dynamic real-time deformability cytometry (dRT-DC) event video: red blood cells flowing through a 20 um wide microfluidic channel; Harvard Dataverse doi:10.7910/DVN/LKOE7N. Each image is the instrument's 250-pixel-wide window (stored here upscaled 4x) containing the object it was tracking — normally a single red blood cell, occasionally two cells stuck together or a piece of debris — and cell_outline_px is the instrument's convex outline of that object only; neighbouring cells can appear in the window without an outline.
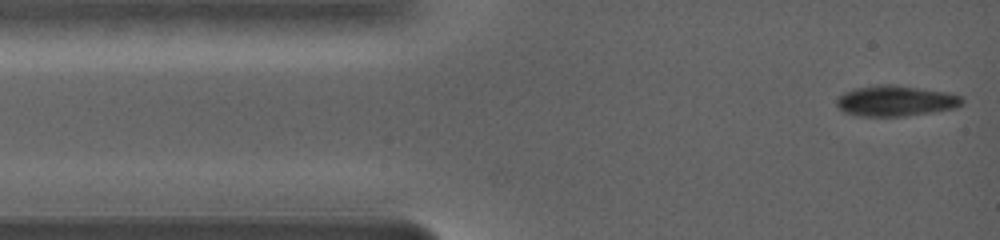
{"species": "common noctule bat (a hibernating species)", "species_latin": "Nyctalus noctula", "temperature_condition": "warm", "stored_images_in_passage": 59, "camera_frame_rate_fps": 5000, "um_per_image_px": 0.085, "animal": {"sex": "female", "body_mass_g": 19.0, "forearm_length_mm": 56.7}, "frame": {"image": 1, "passage_image": 1, "time_ms": 0.0, "image_size_px": [1000, 240], "cell_outline_px": [[964, 100], [960, 104], [952, 108], [904, 116], [860, 116], [844, 112], [836, 104], [836, 100], [844, 92], [856, 88], [880, 84], [892, 84], [944, 92], [960, 96]], "centroid_in_image_um": [76.06, 8.57], "position_along_channel_um": 8.9, "area_um2": 21.91}}
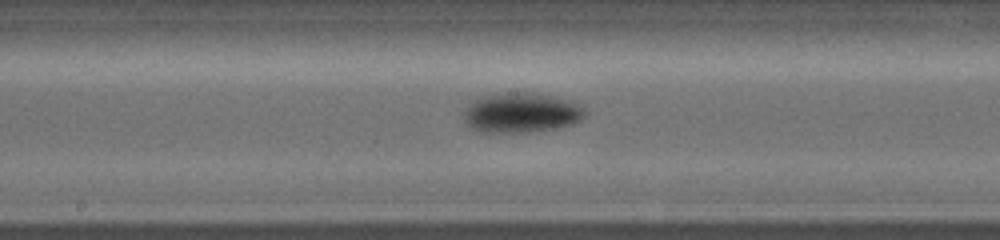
{"frame": {"image": 2, "passage_image": 27, "time_ms": 7.0, "image_size_px": [1000, 240], "cell_outline_px": [[584, 116], [580, 120], [572, 124], [560, 128], [528, 132], [480, 132], [472, 128], [464, 120], [464, 112], [476, 100], [484, 96], [496, 92], [532, 92], [552, 96], [576, 104], [584, 112]], "centroid_in_image_um": [44.28, 9.59], "position_along_channel_um": 203.9, "area_um2": 27.8}}
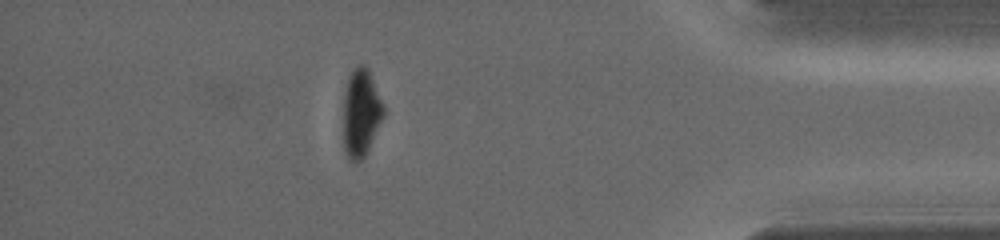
{"frame": {"image": 3, "passage_image": 51, "time_ms": 13.6, "image_size_px": [1000, 240], "cell_outline_px": [[384, 116], [364, 156], [356, 164], [344, 152], [344, 92], [348, 76], [356, 64], [364, 64], [368, 68], [384, 104]], "centroid_in_image_um": [30.68, 9.54], "position_along_channel_um": 404.5, "area_um2": 20.58}, "authors_computed_cell_mechanics": {"area_um2": 24.854, "velocity_mm_per_s": 3.6771, "shape_relaxation_time_tau1_ms": 1.6797, "shape_relaxation_time_tau2_ms": null, "deformation_change_tau1": 0.1479, "deformation_change_tau2": null}}